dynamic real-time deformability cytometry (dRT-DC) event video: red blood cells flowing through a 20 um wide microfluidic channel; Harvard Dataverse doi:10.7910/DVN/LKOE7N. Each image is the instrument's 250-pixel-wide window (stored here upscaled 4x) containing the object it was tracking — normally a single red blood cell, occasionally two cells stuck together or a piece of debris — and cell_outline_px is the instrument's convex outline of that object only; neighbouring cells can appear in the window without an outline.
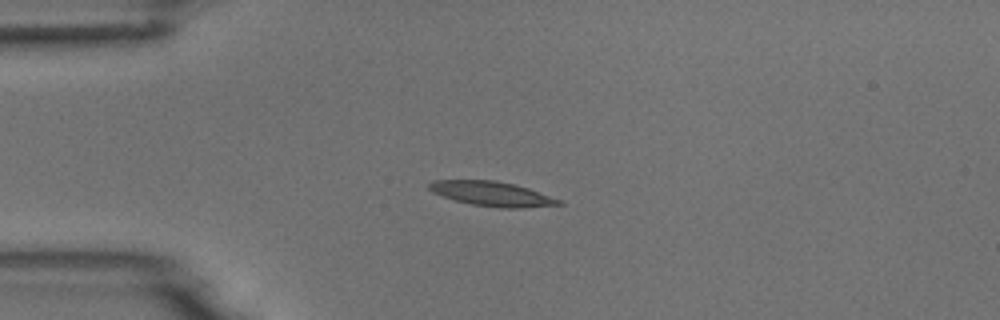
{"species": "common noctule bat (a hibernating species)", "species_latin": "Nyctalus noctula", "temperature_condition": "room temperature", "stored_images_in_passage": 7, "camera_frame_rate_fps": 3000, "um_per_image_px": 0.085, "animal": {"sex": "male", "body_mass_g": 18.8}, "frame": {"image": 1, "passage_image": 3, "time_ms": 0.667, "image_size_px": [1000, 320], "cell_outline_px": [[564, 204], [520, 208], [500, 208], [472, 204], [456, 200], [432, 192], [428, 188], [428, 184], [432, 180], [496, 180], [528, 188], [564, 200]], "centroid_in_image_um": [41.85, 16.47], "position_along_channel_um": 43.1, "area_um2": 18.55}}